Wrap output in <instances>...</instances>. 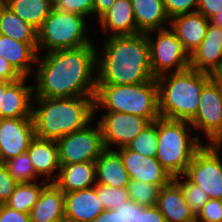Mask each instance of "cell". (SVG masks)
Wrapping results in <instances>:
<instances>
[{"mask_svg":"<svg viewBox=\"0 0 222 222\" xmlns=\"http://www.w3.org/2000/svg\"><path fill=\"white\" fill-rule=\"evenodd\" d=\"M37 58L34 97L95 96L97 50L94 45L61 49Z\"/></svg>","mask_w":222,"mask_h":222,"instance_id":"cell-1","label":"cell"},{"mask_svg":"<svg viewBox=\"0 0 222 222\" xmlns=\"http://www.w3.org/2000/svg\"><path fill=\"white\" fill-rule=\"evenodd\" d=\"M96 57L97 85H130L154 78L146 33L106 38Z\"/></svg>","mask_w":222,"mask_h":222,"instance_id":"cell-2","label":"cell"},{"mask_svg":"<svg viewBox=\"0 0 222 222\" xmlns=\"http://www.w3.org/2000/svg\"><path fill=\"white\" fill-rule=\"evenodd\" d=\"M32 109L35 136L58 140L90 125L95 116L94 96L45 98L34 97Z\"/></svg>","mask_w":222,"mask_h":222,"instance_id":"cell-3","label":"cell"},{"mask_svg":"<svg viewBox=\"0 0 222 222\" xmlns=\"http://www.w3.org/2000/svg\"><path fill=\"white\" fill-rule=\"evenodd\" d=\"M156 81L160 117L190 121L197 113L202 88L210 76L188 68L161 75Z\"/></svg>","mask_w":222,"mask_h":222,"instance_id":"cell-4","label":"cell"},{"mask_svg":"<svg viewBox=\"0 0 222 222\" xmlns=\"http://www.w3.org/2000/svg\"><path fill=\"white\" fill-rule=\"evenodd\" d=\"M94 106L95 112L103 106L107 111L134 114L153 122L160 117L156 78L130 85H96Z\"/></svg>","mask_w":222,"mask_h":222,"instance_id":"cell-5","label":"cell"},{"mask_svg":"<svg viewBox=\"0 0 222 222\" xmlns=\"http://www.w3.org/2000/svg\"><path fill=\"white\" fill-rule=\"evenodd\" d=\"M189 121L158 118L156 159L172 177L184 175L195 153L203 146L198 136H189ZM191 137V138H190Z\"/></svg>","mask_w":222,"mask_h":222,"instance_id":"cell-6","label":"cell"},{"mask_svg":"<svg viewBox=\"0 0 222 222\" xmlns=\"http://www.w3.org/2000/svg\"><path fill=\"white\" fill-rule=\"evenodd\" d=\"M85 17L53 8L38 33V52L93 45L86 37Z\"/></svg>","mask_w":222,"mask_h":222,"instance_id":"cell-7","label":"cell"},{"mask_svg":"<svg viewBox=\"0 0 222 222\" xmlns=\"http://www.w3.org/2000/svg\"><path fill=\"white\" fill-rule=\"evenodd\" d=\"M156 40L147 32V39L150 48V64L154 78L173 72H180L190 68V54L184 48L176 34L165 28L157 30ZM169 70V71H168Z\"/></svg>","mask_w":222,"mask_h":222,"instance_id":"cell-8","label":"cell"},{"mask_svg":"<svg viewBox=\"0 0 222 222\" xmlns=\"http://www.w3.org/2000/svg\"><path fill=\"white\" fill-rule=\"evenodd\" d=\"M221 144L203 145L187 166L184 175L199 185L210 199L222 200V161L219 156Z\"/></svg>","mask_w":222,"mask_h":222,"instance_id":"cell-9","label":"cell"},{"mask_svg":"<svg viewBox=\"0 0 222 222\" xmlns=\"http://www.w3.org/2000/svg\"><path fill=\"white\" fill-rule=\"evenodd\" d=\"M56 143L60 165L95 162L105 150L99 124L64 135Z\"/></svg>","mask_w":222,"mask_h":222,"instance_id":"cell-10","label":"cell"},{"mask_svg":"<svg viewBox=\"0 0 222 222\" xmlns=\"http://www.w3.org/2000/svg\"><path fill=\"white\" fill-rule=\"evenodd\" d=\"M189 125L200 129L209 143L222 144V94L221 87L211 80L202 88L198 110Z\"/></svg>","mask_w":222,"mask_h":222,"instance_id":"cell-11","label":"cell"},{"mask_svg":"<svg viewBox=\"0 0 222 222\" xmlns=\"http://www.w3.org/2000/svg\"><path fill=\"white\" fill-rule=\"evenodd\" d=\"M100 118L97 124L102 132L105 149H112V144L119 148L127 147L151 123L148 118L114 111H107Z\"/></svg>","mask_w":222,"mask_h":222,"instance_id":"cell-12","label":"cell"},{"mask_svg":"<svg viewBox=\"0 0 222 222\" xmlns=\"http://www.w3.org/2000/svg\"><path fill=\"white\" fill-rule=\"evenodd\" d=\"M34 137L33 117L0 118V161L27 152Z\"/></svg>","mask_w":222,"mask_h":222,"instance_id":"cell-13","label":"cell"},{"mask_svg":"<svg viewBox=\"0 0 222 222\" xmlns=\"http://www.w3.org/2000/svg\"><path fill=\"white\" fill-rule=\"evenodd\" d=\"M124 167L131 180L146 182L158 187L169 184L173 177L161 165L156 157L144 156L127 147L118 148Z\"/></svg>","mask_w":222,"mask_h":222,"instance_id":"cell-14","label":"cell"},{"mask_svg":"<svg viewBox=\"0 0 222 222\" xmlns=\"http://www.w3.org/2000/svg\"><path fill=\"white\" fill-rule=\"evenodd\" d=\"M65 222H92L105 209L95 186L64 193Z\"/></svg>","mask_w":222,"mask_h":222,"instance_id":"cell-15","label":"cell"},{"mask_svg":"<svg viewBox=\"0 0 222 222\" xmlns=\"http://www.w3.org/2000/svg\"><path fill=\"white\" fill-rule=\"evenodd\" d=\"M222 61V28L209 23L205 38L190 54V68L209 74Z\"/></svg>","mask_w":222,"mask_h":222,"instance_id":"cell-16","label":"cell"},{"mask_svg":"<svg viewBox=\"0 0 222 222\" xmlns=\"http://www.w3.org/2000/svg\"><path fill=\"white\" fill-rule=\"evenodd\" d=\"M26 77L12 82L2 94L0 118L32 117L34 86L24 85Z\"/></svg>","mask_w":222,"mask_h":222,"instance_id":"cell-17","label":"cell"},{"mask_svg":"<svg viewBox=\"0 0 222 222\" xmlns=\"http://www.w3.org/2000/svg\"><path fill=\"white\" fill-rule=\"evenodd\" d=\"M210 20L201 13L193 12L177 15L170 19V29L191 54L203 41Z\"/></svg>","mask_w":222,"mask_h":222,"instance_id":"cell-18","label":"cell"},{"mask_svg":"<svg viewBox=\"0 0 222 222\" xmlns=\"http://www.w3.org/2000/svg\"><path fill=\"white\" fill-rule=\"evenodd\" d=\"M156 207L166 222H195L196 216L184 199L180 186L172 180L160 188Z\"/></svg>","mask_w":222,"mask_h":222,"instance_id":"cell-19","label":"cell"},{"mask_svg":"<svg viewBox=\"0 0 222 222\" xmlns=\"http://www.w3.org/2000/svg\"><path fill=\"white\" fill-rule=\"evenodd\" d=\"M29 215L30 222H65L64 192L53 182L48 183Z\"/></svg>","mask_w":222,"mask_h":222,"instance_id":"cell-20","label":"cell"},{"mask_svg":"<svg viewBox=\"0 0 222 222\" xmlns=\"http://www.w3.org/2000/svg\"><path fill=\"white\" fill-rule=\"evenodd\" d=\"M53 183L64 193L91 188L96 185L95 162L61 165Z\"/></svg>","mask_w":222,"mask_h":222,"instance_id":"cell-21","label":"cell"},{"mask_svg":"<svg viewBox=\"0 0 222 222\" xmlns=\"http://www.w3.org/2000/svg\"><path fill=\"white\" fill-rule=\"evenodd\" d=\"M27 153L31 159L36 175L38 177L49 176L45 180L49 182L52 180V182H54L55 177L53 173L55 170L59 172L61 167L56 141L41 139L35 136L30 141Z\"/></svg>","mask_w":222,"mask_h":222,"instance_id":"cell-22","label":"cell"},{"mask_svg":"<svg viewBox=\"0 0 222 222\" xmlns=\"http://www.w3.org/2000/svg\"><path fill=\"white\" fill-rule=\"evenodd\" d=\"M103 32L109 37L140 33L137 30L131 0H116L106 14L99 19Z\"/></svg>","mask_w":222,"mask_h":222,"instance_id":"cell-23","label":"cell"},{"mask_svg":"<svg viewBox=\"0 0 222 222\" xmlns=\"http://www.w3.org/2000/svg\"><path fill=\"white\" fill-rule=\"evenodd\" d=\"M96 184L112 188H127L130 177L122 157L116 150L105 149L95 161Z\"/></svg>","mask_w":222,"mask_h":222,"instance_id":"cell-24","label":"cell"},{"mask_svg":"<svg viewBox=\"0 0 222 222\" xmlns=\"http://www.w3.org/2000/svg\"><path fill=\"white\" fill-rule=\"evenodd\" d=\"M38 43H26L0 34V56L4 57L22 76L28 77L37 62ZM31 67V68H30Z\"/></svg>","mask_w":222,"mask_h":222,"instance_id":"cell-25","label":"cell"},{"mask_svg":"<svg viewBox=\"0 0 222 222\" xmlns=\"http://www.w3.org/2000/svg\"><path fill=\"white\" fill-rule=\"evenodd\" d=\"M137 30L147 33L165 29L164 22H170L163 0H131Z\"/></svg>","mask_w":222,"mask_h":222,"instance_id":"cell-26","label":"cell"},{"mask_svg":"<svg viewBox=\"0 0 222 222\" xmlns=\"http://www.w3.org/2000/svg\"><path fill=\"white\" fill-rule=\"evenodd\" d=\"M3 3L37 30L53 9L52 0H3Z\"/></svg>","mask_w":222,"mask_h":222,"instance_id":"cell-27","label":"cell"},{"mask_svg":"<svg viewBox=\"0 0 222 222\" xmlns=\"http://www.w3.org/2000/svg\"><path fill=\"white\" fill-rule=\"evenodd\" d=\"M0 34L20 42L38 43L37 29L23 21L4 3L0 6Z\"/></svg>","mask_w":222,"mask_h":222,"instance_id":"cell-28","label":"cell"},{"mask_svg":"<svg viewBox=\"0 0 222 222\" xmlns=\"http://www.w3.org/2000/svg\"><path fill=\"white\" fill-rule=\"evenodd\" d=\"M39 185L37 182L18 183L11 197L4 203L7 207L23 212L30 213L31 208L39 200L43 188L49 182H43Z\"/></svg>","mask_w":222,"mask_h":222,"instance_id":"cell-29","label":"cell"},{"mask_svg":"<svg viewBox=\"0 0 222 222\" xmlns=\"http://www.w3.org/2000/svg\"><path fill=\"white\" fill-rule=\"evenodd\" d=\"M158 146V119L146 126L127 146L148 157H156Z\"/></svg>","mask_w":222,"mask_h":222,"instance_id":"cell-30","label":"cell"},{"mask_svg":"<svg viewBox=\"0 0 222 222\" xmlns=\"http://www.w3.org/2000/svg\"><path fill=\"white\" fill-rule=\"evenodd\" d=\"M9 174L18 182H35L38 178L27 152L4 162Z\"/></svg>","mask_w":222,"mask_h":222,"instance_id":"cell-31","label":"cell"},{"mask_svg":"<svg viewBox=\"0 0 222 222\" xmlns=\"http://www.w3.org/2000/svg\"><path fill=\"white\" fill-rule=\"evenodd\" d=\"M182 176L186 178L183 182L180 180ZM173 180L180 186L184 199L194 215L197 216L204 204L210 199L208 194L199 185L191 182L185 175L173 177Z\"/></svg>","mask_w":222,"mask_h":222,"instance_id":"cell-32","label":"cell"},{"mask_svg":"<svg viewBox=\"0 0 222 222\" xmlns=\"http://www.w3.org/2000/svg\"><path fill=\"white\" fill-rule=\"evenodd\" d=\"M127 189L130 200L141 206H156L160 187L130 179Z\"/></svg>","mask_w":222,"mask_h":222,"instance_id":"cell-33","label":"cell"},{"mask_svg":"<svg viewBox=\"0 0 222 222\" xmlns=\"http://www.w3.org/2000/svg\"><path fill=\"white\" fill-rule=\"evenodd\" d=\"M97 196L105 210L114 209L129 200L127 188H112L100 184L95 185Z\"/></svg>","mask_w":222,"mask_h":222,"instance_id":"cell-34","label":"cell"},{"mask_svg":"<svg viewBox=\"0 0 222 222\" xmlns=\"http://www.w3.org/2000/svg\"><path fill=\"white\" fill-rule=\"evenodd\" d=\"M53 8L87 17L93 13L94 0H52Z\"/></svg>","mask_w":222,"mask_h":222,"instance_id":"cell-35","label":"cell"},{"mask_svg":"<svg viewBox=\"0 0 222 222\" xmlns=\"http://www.w3.org/2000/svg\"><path fill=\"white\" fill-rule=\"evenodd\" d=\"M196 222H222V200L209 199L196 216Z\"/></svg>","mask_w":222,"mask_h":222,"instance_id":"cell-36","label":"cell"},{"mask_svg":"<svg viewBox=\"0 0 222 222\" xmlns=\"http://www.w3.org/2000/svg\"><path fill=\"white\" fill-rule=\"evenodd\" d=\"M163 3L165 12L171 19L177 15L196 12L198 0H163Z\"/></svg>","mask_w":222,"mask_h":222,"instance_id":"cell-37","label":"cell"},{"mask_svg":"<svg viewBox=\"0 0 222 222\" xmlns=\"http://www.w3.org/2000/svg\"><path fill=\"white\" fill-rule=\"evenodd\" d=\"M18 182L9 174L4 162L0 161V204H4L14 192Z\"/></svg>","mask_w":222,"mask_h":222,"instance_id":"cell-38","label":"cell"},{"mask_svg":"<svg viewBox=\"0 0 222 222\" xmlns=\"http://www.w3.org/2000/svg\"><path fill=\"white\" fill-rule=\"evenodd\" d=\"M196 12L210 20L222 12V0H198Z\"/></svg>","mask_w":222,"mask_h":222,"instance_id":"cell-39","label":"cell"},{"mask_svg":"<svg viewBox=\"0 0 222 222\" xmlns=\"http://www.w3.org/2000/svg\"><path fill=\"white\" fill-rule=\"evenodd\" d=\"M137 222H166V220L156 206L146 207L138 204Z\"/></svg>","mask_w":222,"mask_h":222,"instance_id":"cell-40","label":"cell"},{"mask_svg":"<svg viewBox=\"0 0 222 222\" xmlns=\"http://www.w3.org/2000/svg\"><path fill=\"white\" fill-rule=\"evenodd\" d=\"M0 222H30V215L0 204Z\"/></svg>","mask_w":222,"mask_h":222,"instance_id":"cell-41","label":"cell"},{"mask_svg":"<svg viewBox=\"0 0 222 222\" xmlns=\"http://www.w3.org/2000/svg\"><path fill=\"white\" fill-rule=\"evenodd\" d=\"M116 211H119L122 222H137L138 219V204L132 200L123 202L120 206H115Z\"/></svg>","mask_w":222,"mask_h":222,"instance_id":"cell-42","label":"cell"},{"mask_svg":"<svg viewBox=\"0 0 222 222\" xmlns=\"http://www.w3.org/2000/svg\"><path fill=\"white\" fill-rule=\"evenodd\" d=\"M22 76L2 56H0V81H17Z\"/></svg>","mask_w":222,"mask_h":222,"instance_id":"cell-43","label":"cell"},{"mask_svg":"<svg viewBox=\"0 0 222 222\" xmlns=\"http://www.w3.org/2000/svg\"><path fill=\"white\" fill-rule=\"evenodd\" d=\"M92 222H122L119 211L115 209L104 210Z\"/></svg>","mask_w":222,"mask_h":222,"instance_id":"cell-44","label":"cell"},{"mask_svg":"<svg viewBox=\"0 0 222 222\" xmlns=\"http://www.w3.org/2000/svg\"><path fill=\"white\" fill-rule=\"evenodd\" d=\"M116 0H94L93 13L97 14L98 20L108 12Z\"/></svg>","mask_w":222,"mask_h":222,"instance_id":"cell-45","label":"cell"},{"mask_svg":"<svg viewBox=\"0 0 222 222\" xmlns=\"http://www.w3.org/2000/svg\"><path fill=\"white\" fill-rule=\"evenodd\" d=\"M210 80L222 87V61L209 73Z\"/></svg>","mask_w":222,"mask_h":222,"instance_id":"cell-46","label":"cell"},{"mask_svg":"<svg viewBox=\"0 0 222 222\" xmlns=\"http://www.w3.org/2000/svg\"><path fill=\"white\" fill-rule=\"evenodd\" d=\"M210 22L222 28V12L216 14L213 18H211Z\"/></svg>","mask_w":222,"mask_h":222,"instance_id":"cell-47","label":"cell"},{"mask_svg":"<svg viewBox=\"0 0 222 222\" xmlns=\"http://www.w3.org/2000/svg\"><path fill=\"white\" fill-rule=\"evenodd\" d=\"M14 81H0V104L2 99V94L4 93L5 89Z\"/></svg>","mask_w":222,"mask_h":222,"instance_id":"cell-48","label":"cell"}]
</instances>
